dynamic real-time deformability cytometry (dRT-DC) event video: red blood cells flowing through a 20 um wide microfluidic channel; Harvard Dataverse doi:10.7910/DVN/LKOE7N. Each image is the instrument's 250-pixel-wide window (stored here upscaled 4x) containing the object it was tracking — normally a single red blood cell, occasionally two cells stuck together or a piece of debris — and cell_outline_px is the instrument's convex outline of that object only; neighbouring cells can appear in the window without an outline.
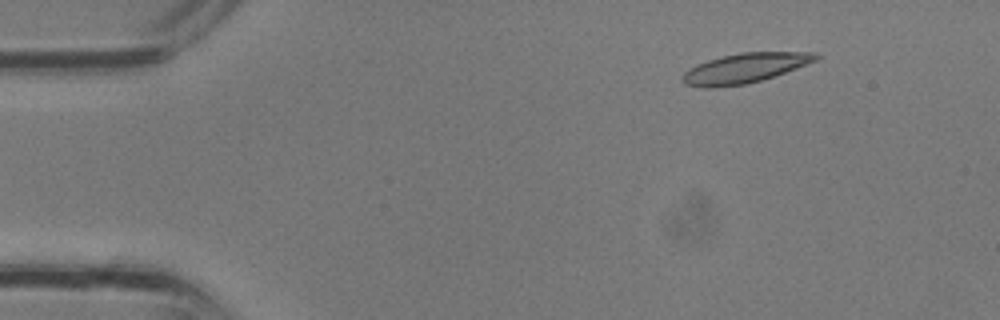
{"species": "common noctule bat (a hibernating species)", "species_latin": "Nyctalus noctula", "temperature_condition": "room temperature", "stored_images_in_passage": 31, "camera_frame_rate_fps": 3000, "um_per_image_px": 0.085, "animal": {"sex": "male", "body_mass_g": 13.3}, "frame": {"image": 1, "passage_image": 1, "time_ms": 0.0, "image_size_px": [1000, 320], "cell_outline_px": [[820, 56], [816, 60], [784, 72], [760, 80], [744, 84], [708, 88], [704, 88], [684, 84], [684, 72], [708, 60], [740, 52], [816, 52]], "centroid_in_image_um": [63.32, 5.78], "position_along_channel_um": 21.7, "area_um2": 22.43}}
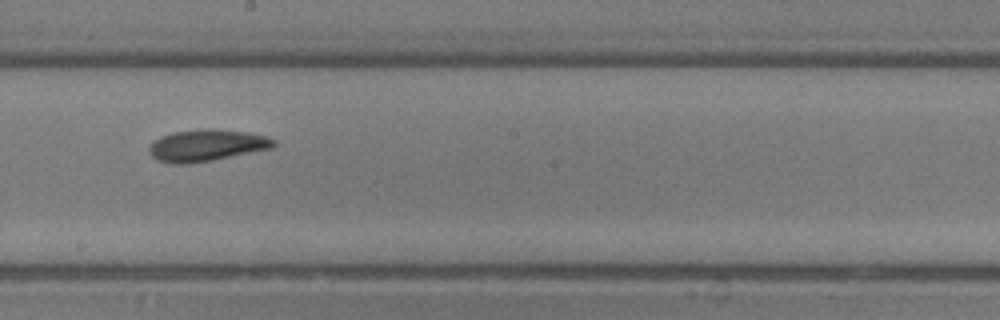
{"frame": {"image": 2, "passage_image": 16, "time_ms": 5.0, "image_size_px": [1000, 320], "cell_outline_px": [[276, 144], [272, 148], [212, 160], [188, 164], [172, 164], [156, 160], [148, 152], [148, 148], [152, 140], [160, 136], [172, 132], [204, 128], [212, 128], [248, 132], [264, 136], [276, 140]], "centroid_in_image_um": [17.51, 12.35], "position_along_channel_um": 230.7, "area_um2": 23.29}}
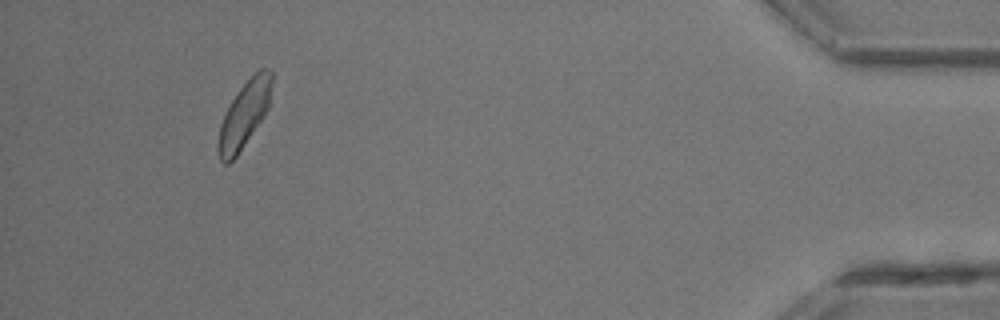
{"frame": {"image": 3, "passage_image": 29, "time_ms": 9.333, "image_size_px": [1000, 320], "cell_outline_px": [[272, 84], [268, 108], [236, 156], [228, 164], [224, 164], [220, 160], [220, 124], [232, 100], [240, 88], [260, 68], [272, 68]], "centroid_in_image_um": [20.81, 9.66], "position_along_channel_um": 414.4, "area_um2": 19.65}}